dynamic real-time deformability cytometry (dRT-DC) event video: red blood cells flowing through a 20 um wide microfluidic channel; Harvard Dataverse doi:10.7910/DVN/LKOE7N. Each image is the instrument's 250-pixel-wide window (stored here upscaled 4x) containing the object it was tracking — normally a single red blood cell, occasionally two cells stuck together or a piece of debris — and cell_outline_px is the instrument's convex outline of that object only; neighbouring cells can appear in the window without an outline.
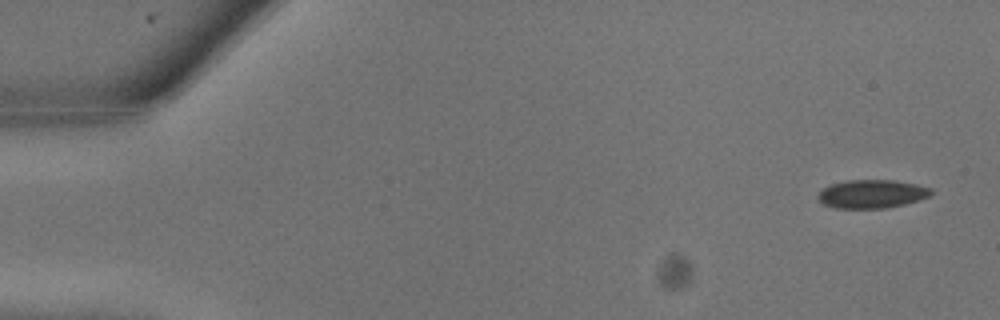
{"species": "common noctule bat (a hibernating species)", "species_latin": "Nyctalus noctula", "temperature_condition": "warm", "stored_images_in_passage": 10, "camera_frame_rate_fps": 3000, "um_per_image_px": 0.085, "animal": {"sex": "male", "body_mass_g": 13.3}, "frame": {"image": 1, "passage_image": 2, "time_ms": 0.333, "image_size_px": [1000, 320], "cell_outline_px": [[932, 196], [920, 200], [904, 204], [884, 208], [836, 208], [824, 204], [816, 196], [824, 188], [832, 184], [848, 180], [896, 180], [916, 184], [932, 188]], "centroid_in_image_um": [74.16, 16.48], "position_along_channel_um": 10.8, "area_um2": 18.73}}
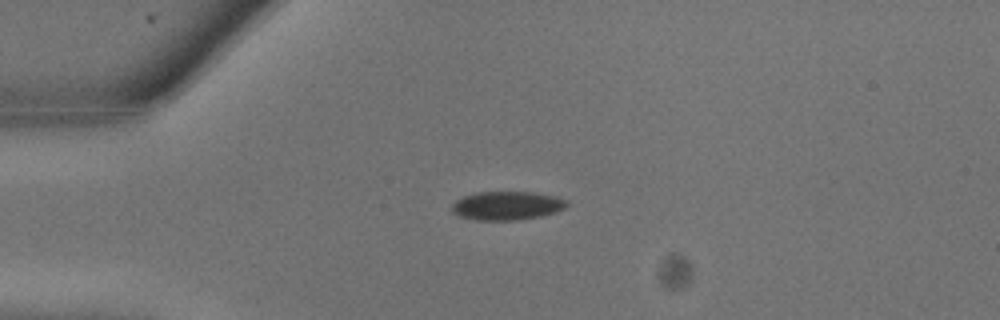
{"frame": {"image": 2, "passage_image": 7, "time_ms": 2.0, "image_size_px": [1000, 320], "cell_outline_px": [[568, 204], [564, 208], [556, 212], [540, 216], [516, 220], [476, 220], [460, 216], [452, 212], [452, 204], [456, 200], [464, 196], [476, 192], [536, 192], [556, 196], [568, 200]], "centroid_in_image_um": [43.11, 17.47], "position_along_channel_um": 41.9, "area_um2": 19.25}}